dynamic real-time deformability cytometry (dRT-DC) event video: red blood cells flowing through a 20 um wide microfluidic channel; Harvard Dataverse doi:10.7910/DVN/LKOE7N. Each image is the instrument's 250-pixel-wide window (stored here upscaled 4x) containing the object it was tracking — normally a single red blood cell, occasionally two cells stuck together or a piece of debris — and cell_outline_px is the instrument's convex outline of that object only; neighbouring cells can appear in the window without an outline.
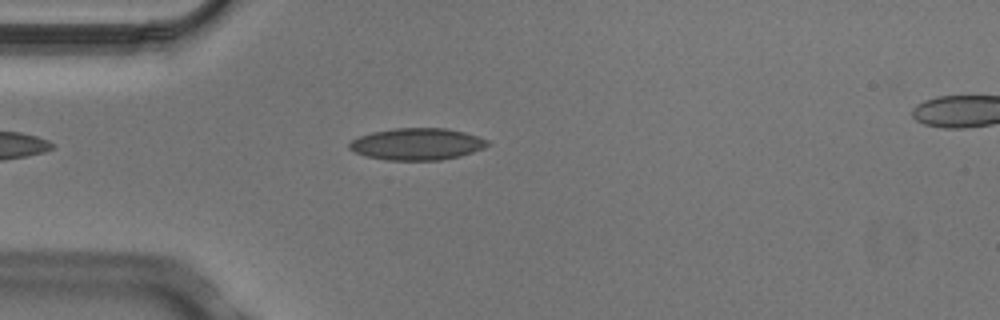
{"species": "Egyptian fruit bat (a non-hibernating species)", "species_latin": "Rousettus aegyptiacus", "temperature_condition": "cold", "stored_images_in_passage": 2, "camera_frame_rate_fps": 3000, "um_per_image_px": 0.085, "animal": {"sex": "male"}, "frame": {"image": 1, "passage_image": 1, "time_ms": 0.0, "image_size_px": [1000, 320], "cell_outline_px": [[488, 144], [484, 148], [460, 156], [440, 160], [388, 160], [364, 156], [348, 148], [348, 144], [352, 140], [360, 136], [372, 132], [392, 128], [444, 128], [464, 132], [488, 140]], "centroid_in_image_um": [35.42, 12.24], "position_along_channel_um": 49.6, "area_um2": 25.55}}